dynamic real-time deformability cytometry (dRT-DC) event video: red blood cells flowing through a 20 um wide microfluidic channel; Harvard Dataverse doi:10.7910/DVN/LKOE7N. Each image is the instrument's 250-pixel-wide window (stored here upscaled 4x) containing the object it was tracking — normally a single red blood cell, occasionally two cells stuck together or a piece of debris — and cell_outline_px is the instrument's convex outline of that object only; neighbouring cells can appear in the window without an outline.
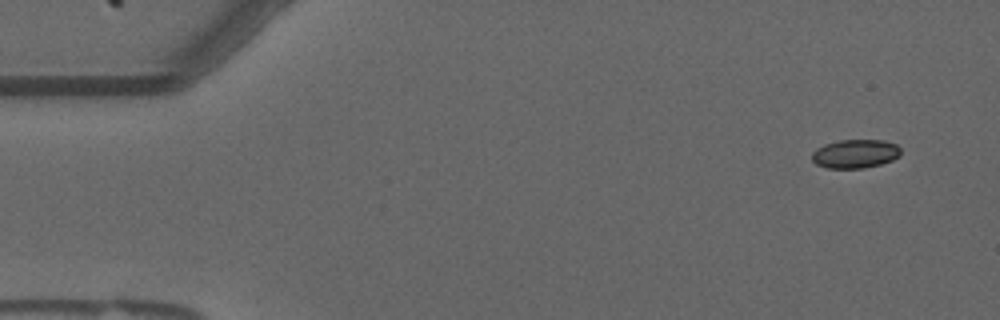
{"species": "common noctule bat (a hibernating species)", "species_latin": "Nyctalus noctula", "temperature_condition": "warm", "stored_images_in_passage": 53, "camera_frame_rate_fps": 3000, "um_per_image_px": 0.085, "animal": {"sex": "male", "forearm_length_mm": 52.5}, "frame": {"image": 1, "passage_image": 1, "time_ms": 0.0, "image_size_px": [1000, 320], "cell_outline_px": [[900, 156], [892, 160], [880, 164], [864, 168], [828, 168], [816, 164], [812, 160], [812, 152], [816, 148], [824, 144], [840, 140], [884, 140], [896, 144], [900, 148]], "centroid_in_image_um": [72.69, 13.06], "position_along_channel_um": 12.3, "area_um2": 14.91}}
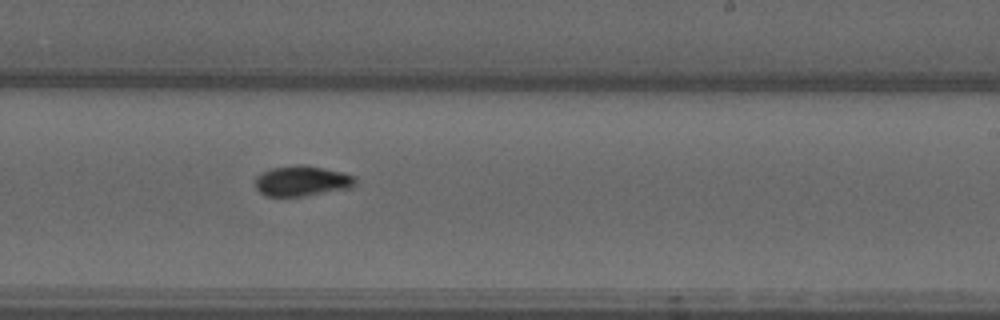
{"frame": {"image": 2, "passage_image": 31, "time_ms": 10.0, "image_size_px": [1000, 320], "cell_outline_px": [[356, 184], [348, 188], [304, 196], [268, 196], [260, 192], [256, 188], [256, 176], [272, 168], [296, 164], [304, 164], [344, 172], [356, 176]], "centroid_in_image_um": [25.69, 15.37], "position_along_channel_um": 263.3, "area_um2": 17.69}}
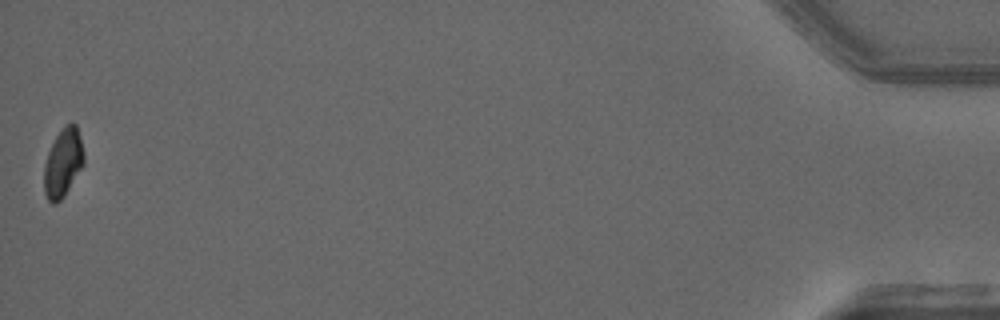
{"frame": {"image": 3, "passage_image": 53, "time_ms": 17.333, "image_size_px": [1000, 320], "cell_outline_px": [[84, 164], [64, 196], [56, 204], [52, 204], [48, 200], [44, 192], [44, 164], [48, 152], [56, 136], [64, 124], [72, 120], [76, 124], [84, 152]], "centroid_in_image_um": [5.36, 13.82], "position_along_channel_um": 429.8, "area_um2": 16.01}, "authors_computed_cell_mechanics": {"area_um2": 16.8198, "velocity_mm_per_s": 3.6658, "shape_relaxation_time_tau1_ms": 5.7178, "shape_relaxation_time_tau2_ms": 2.0372, "deformation_change_tau1": 0.1743, "deformation_change_tau2": 0.0386}}